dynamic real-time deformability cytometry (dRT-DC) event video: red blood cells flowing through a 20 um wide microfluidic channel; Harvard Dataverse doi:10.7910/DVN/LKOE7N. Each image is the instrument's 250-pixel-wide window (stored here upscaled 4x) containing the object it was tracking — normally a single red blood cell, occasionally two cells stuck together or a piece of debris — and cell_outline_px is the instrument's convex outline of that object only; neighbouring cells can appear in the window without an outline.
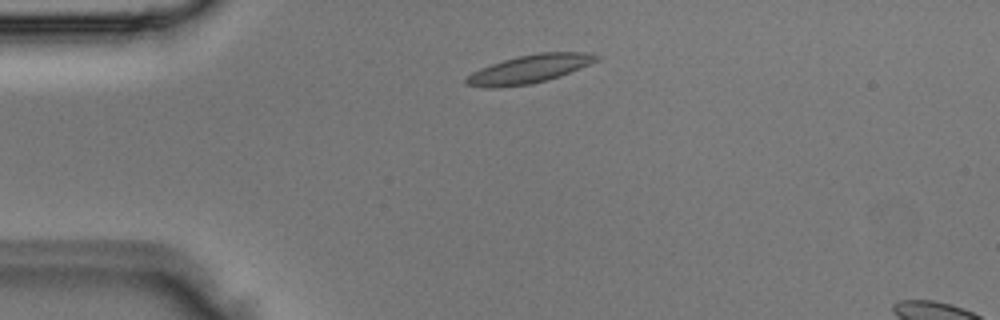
{"species": "Egyptian fruit bat (a non-hibernating species)", "species_latin": "Rousettus aegyptiacus", "temperature_condition": "room temperature", "stored_images_in_passage": 2, "segment_of_instrument_passage": [1, 2], "camera_frame_rate_fps": 3000, "um_per_image_px": 0.085, "animal": {"sex": "male"}, "frame": {"image": 1, "passage_image": 1, "time_ms": 0.0, "image_size_px": [1000, 320], "cell_outline_px": [[600, 56], [596, 60], [580, 68], [560, 76], [548, 80], [532, 84], [500, 88], [484, 88], [464, 84], [464, 80], [472, 72], [492, 64], [504, 60], [520, 56], [540, 52], [584, 52]], "centroid_in_image_um": [44.95, 5.89], "position_along_channel_um": 40.1, "area_um2": 21.33}}